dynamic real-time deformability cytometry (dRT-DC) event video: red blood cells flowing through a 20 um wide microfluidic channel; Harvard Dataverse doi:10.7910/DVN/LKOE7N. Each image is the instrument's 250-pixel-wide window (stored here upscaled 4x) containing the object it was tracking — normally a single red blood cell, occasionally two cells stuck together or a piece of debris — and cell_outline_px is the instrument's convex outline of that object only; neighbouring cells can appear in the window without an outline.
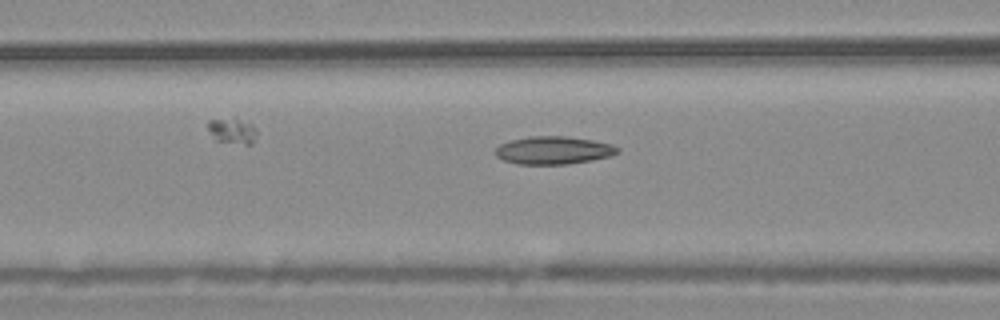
{"species": "common noctule bat (a hibernating species)", "species_latin": "Nyctalus noctula", "temperature_condition": "warm", "stored_images_in_passage": 34, "camera_frame_rate_fps": 3000, "um_per_image_px": 0.085, "animal": {"sex": "male", "body_mass_g": 20.4}, "frame": {"image": 1, "passage_image": 5, "time_ms": 1.333, "image_size_px": [1000, 320], "cell_outline_px": [[620, 152], [612, 156], [592, 160], [568, 164], [516, 164], [504, 160], [496, 156], [492, 152], [500, 144], [512, 140], [528, 136], [568, 136], [592, 140], [612, 144], [620, 148]], "centroid_in_image_um": [47.06, 12.77], "position_along_channel_um": 119.5, "area_um2": 20.06}}
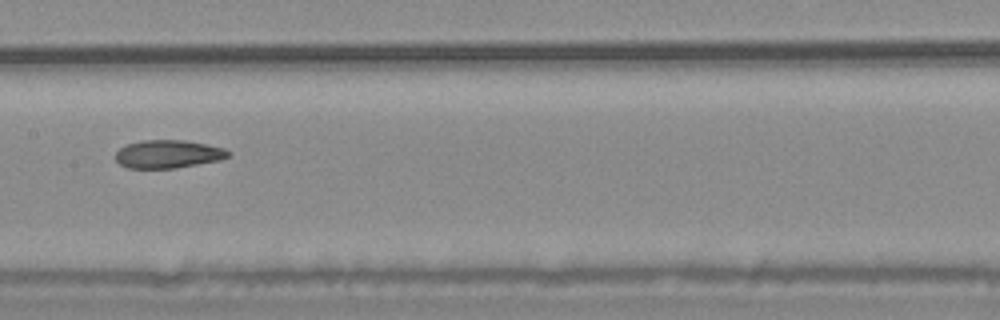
{"frame": {"image": 2, "passage_image": 11, "time_ms": 3.333, "image_size_px": [1000, 320], "cell_outline_px": [[228, 156], [220, 160], [176, 168], [128, 168], [120, 164], [116, 160], [116, 152], [120, 148], [128, 144], [144, 140], [184, 140], [224, 148], [228, 152]], "centroid_in_image_um": [14.26, 13.1], "position_along_channel_um": 193.1, "area_um2": 18.21}}
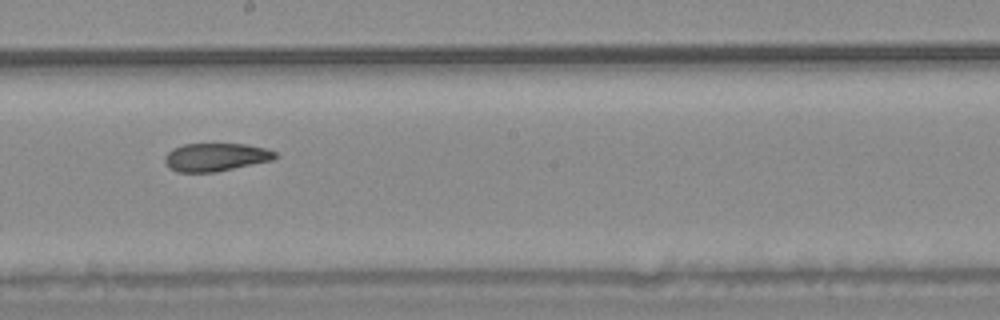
{"frame": {"image": 3, "passage_image": 14, "time_ms": 4.333, "image_size_px": [1000, 320], "cell_outline_px": [[276, 156], [272, 160], [216, 172], [176, 172], [168, 168], [164, 160], [164, 156], [172, 148], [184, 144], [244, 144], [264, 148], [276, 152]], "centroid_in_image_um": [18.28, 13.36], "position_along_channel_um": 229.9, "area_um2": 18.03}, "authors_computed_cell_mechanics": {"area_um2": 18.9873, "velocity_mm_per_s": 3.6758, "shape_relaxation_time_tau1_ms": null, "shape_relaxation_time_tau2_ms": 4.9096, "deformation_change_tau1": null, "deformation_change_tau2": 0.111}}